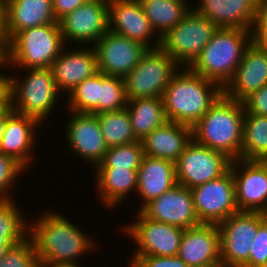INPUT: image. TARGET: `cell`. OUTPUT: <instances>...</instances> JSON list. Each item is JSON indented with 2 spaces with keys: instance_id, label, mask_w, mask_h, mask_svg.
<instances>
[{
  "instance_id": "cell-1",
  "label": "cell",
  "mask_w": 267,
  "mask_h": 267,
  "mask_svg": "<svg viewBox=\"0 0 267 267\" xmlns=\"http://www.w3.org/2000/svg\"><path fill=\"white\" fill-rule=\"evenodd\" d=\"M54 212L50 209L34 222H28V236L34 243L39 264L45 267H79L78 257L93 251L96 243L64 215Z\"/></svg>"
},
{
  "instance_id": "cell-2",
  "label": "cell",
  "mask_w": 267,
  "mask_h": 267,
  "mask_svg": "<svg viewBox=\"0 0 267 267\" xmlns=\"http://www.w3.org/2000/svg\"><path fill=\"white\" fill-rule=\"evenodd\" d=\"M183 68L171 77L162 100L168 121L193 127L223 94V88Z\"/></svg>"
},
{
  "instance_id": "cell-3",
  "label": "cell",
  "mask_w": 267,
  "mask_h": 267,
  "mask_svg": "<svg viewBox=\"0 0 267 267\" xmlns=\"http://www.w3.org/2000/svg\"><path fill=\"white\" fill-rule=\"evenodd\" d=\"M244 113L243 102L222 94L192 127L193 140L222 152L231 160L240 159Z\"/></svg>"
},
{
  "instance_id": "cell-4",
  "label": "cell",
  "mask_w": 267,
  "mask_h": 267,
  "mask_svg": "<svg viewBox=\"0 0 267 267\" xmlns=\"http://www.w3.org/2000/svg\"><path fill=\"white\" fill-rule=\"evenodd\" d=\"M251 43V30L218 28L188 68L224 88L234 76Z\"/></svg>"
},
{
  "instance_id": "cell-5",
  "label": "cell",
  "mask_w": 267,
  "mask_h": 267,
  "mask_svg": "<svg viewBox=\"0 0 267 267\" xmlns=\"http://www.w3.org/2000/svg\"><path fill=\"white\" fill-rule=\"evenodd\" d=\"M64 47L59 24L24 29L7 43V65L22 69L50 68Z\"/></svg>"
},
{
  "instance_id": "cell-6",
  "label": "cell",
  "mask_w": 267,
  "mask_h": 267,
  "mask_svg": "<svg viewBox=\"0 0 267 267\" xmlns=\"http://www.w3.org/2000/svg\"><path fill=\"white\" fill-rule=\"evenodd\" d=\"M24 70L29 73L26 72L23 80L14 75L8 76L11 108L15 113L36 118L42 124L51 110L55 109L53 107L56 106L60 92L50 68Z\"/></svg>"
},
{
  "instance_id": "cell-7",
  "label": "cell",
  "mask_w": 267,
  "mask_h": 267,
  "mask_svg": "<svg viewBox=\"0 0 267 267\" xmlns=\"http://www.w3.org/2000/svg\"><path fill=\"white\" fill-rule=\"evenodd\" d=\"M218 27L194 9L161 38L160 47L182 68L189 67Z\"/></svg>"
},
{
  "instance_id": "cell-8",
  "label": "cell",
  "mask_w": 267,
  "mask_h": 267,
  "mask_svg": "<svg viewBox=\"0 0 267 267\" xmlns=\"http://www.w3.org/2000/svg\"><path fill=\"white\" fill-rule=\"evenodd\" d=\"M179 65L161 47L148 49L124 77L127 99L163 96Z\"/></svg>"
},
{
  "instance_id": "cell-9",
  "label": "cell",
  "mask_w": 267,
  "mask_h": 267,
  "mask_svg": "<svg viewBox=\"0 0 267 267\" xmlns=\"http://www.w3.org/2000/svg\"><path fill=\"white\" fill-rule=\"evenodd\" d=\"M262 212L239 211L217 224L220 235L221 267H249V254Z\"/></svg>"
},
{
  "instance_id": "cell-10",
  "label": "cell",
  "mask_w": 267,
  "mask_h": 267,
  "mask_svg": "<svg viewBox=\"0 0 267 267\" xmlns=\"http://www.w3.org/2000/svg\"><path fill=\"white\" fill-rule=\"evenodd\" d=\"M231 159L193 139L175 162L177 184L193 189L217 179L230 169Z\"/></svg>"
},
{
  "instance_id": "cell-11",
  "label": "cell",
  "mask_w": 267,
  "mask_h": 267,
  "mask_svg": "<svg viewBox=\"0 0 267 267\" xmlns=\"http://www.w3.org/2000/svg\"><path fill=\"white\" fill-rule=\"evenodd\" d=\"M137 220L123 229L136 241L137 249L133 256H176L179 251L184 229L146 217L140 210Z\"/></svg>"
},
{
  "instance_id": "cell-12",
  "label": "cell",
  "mask_w": 267,
  "mask_h": 267,
  "mask_svg": "<svg viewBox=\"0 0 267 267\" xmlns=\"http://www.w3.org/2000/svg\"><path fill=\"white\" fill-rule=\"evenodd\" d=\"M191 191L195 211L201 223L219 224L239 212L231 169L221 177L194 187Z\"/></svg>"
},
{
  "instance_id": "cell-13",
  "label": "cell",
  "mask_w": 267,
  "mask_h": 267,
  "mask_svg": "<svg viewBox=\"0 0 267 267\" xmlns=\"http://www.w3.org/2000/svg\"><path fill=\"white\" fill-rule=\"evenodd\" d=\"M98 71L124 78L140 61L148 48L108 30L94 45Z\"/></svg>"
},
{
  "instance_id": "cell-14",
  "label": "cell",
  "mask_w": 267,
  "mask_h": 267,
  "mask_svg": "<svg viewBox=\"0 0 267 267\" xmlns=\"http://www.w3.org/2000/svg\"><path fill=\"white\" fill-rule=\"evenodd\" d=\"M109 1L87 0L58 21L64 43L94 45L108 30Z\"/></svg>"
},
{
  "instance_id": "cell-15",
  "label": "cell",
  "mask_w": 267,
  "mask_h": 267,
  "mask_svg": "<svg viewBox=\"0 0 267 267\" xmlns=\"http://www.w3.org/2000/svg\"><path fill=\"white\" fill-rule=\"evenodd\" d=\"M230 169L235 181L238 210L262 212L267 206L266 167L260 160L237 159L231 161Z\"/></svg>"
},
{
  "instance_id": "cell-16",
  "label": "cell",
  "mask_w": 267,
  "mask_h": 267,
  "mask_svg": "<svg viewBox=\"0 0 267 267\" xmlns=\"http://www.w3.org/2000/svg\"><path fill=\"white\" fill-rule=\"evenodd\" d=\"M140 211L151 220L183 229L202 224L195 211L191 189L179 184L151 200Z\"/></svg>"
},
{
  "instance_id": "cell-17",
  "label": "cell",
  "mask_w": 267,
  "mask_h": 267,
  "mask_svg": "<svg viewBox=\"0 0 267 267\" xmlns=\"http://www.w3.org/2000/svg\"><path fill=\"white\" fill-rule=\"evenodd\" d=\"M108 28L113 33L142 43L148 49H156L161 45V39L155 35L138 0H109Z\"/></svg>"
},
{
  "instance_id": "cell-18",
  "label": "cell",
  "mask_w": 267,
  "mask_h": 267,
  "mask_svg": "<svg viewBox=\"0 0 267 267\" xmlns=\"http://www.w3.org/2000/svg\"><path fill=\"white\" fill-rule=\"evenodd\" d=\"M177 256L189 267H221L217 224L202 223L184 229Z\"/></svg>"
},
{
  "instance_id": "cell-19",
  "label": "cell",
  "mask_w": 267,
  "mask_h": 267,
  "mask_svg": "<svg viewBox=\"0 0 267 267\" xmlns=\"http://www.w3.org/2000/svg\"><path fill=\"white\" fill-rule=\"evenodd\" d=\"M66 126V139L70 151L82 157L96 167L103 159L108 146L102 135L98 118L95 114L75 113ZM74 113V114H73Z\"/></svg>"
},
{
  "instance_id": "cell-20",
  "label": "cell",
  "mask_w": 267,
  "mask_h": 267,
  "mask_svg": "<svg viewBox=\"0 0 267 267\" xmlns=\"http://www.w3.org/2000/svg\"><path fill=\"white\" fill-rule=\"evenodd\" d=\"M267 84V50L253 42L246 49L232 79L223 88L230 99L243 102Z\"/></svg>"
},
{
  "instance_id": "cell-21",
  "label": "cell",
  "mask_w": 267,
  "mask_h": 267,
  "mask_svg": "<svg viewBox=\"0 0 267 267\" xmlns=\"http://www.w3.org/2000/svg\"><path fill=\"white\" fill-rule=\"evenodd\" d=\"M40 124L36 118L15 113L10 108L5 132L0 140V152L12 157L27 170L33 160L32 148L36 144L35 133Z\"/></svg>"
},
{
  "instance_id": "cell-22",
  "label": "cell",
  "mask_w": 267,
  "mask_h": 267,
  "mask_svg": "<svg viewBox=\"0 0 267 267\" xmlns=\"http://www.w3.org/2000/svg\"><path fill=\"white\" fill-rule=\"evenodd\" d=\"M65 47L50 67L59 92L70 93L84 79L94 76L98 71L95 50L84 48L69 50ZM64 52V53H63Z\"/></svg>"
},
{
  "instance_id": "cell-23",
  "label": "cell",
  "mask_w": 267,
  "mask_h": 267,
  "mask_svg": "<svg viewBox=\"0 0 267 267\" xmlns=\"http://www.w3.org/2000/svg\"><path fill=\"white\" fill-rule=\"evenodd\" d=\"M194 10L218 28L253 30L258 0H199Z\"/></svg>"
},
{
  "instance_id": "cell-24",
  "label": "cell",
  "mask_w": 267,
  "mask_h": 267,
  "mask_svg": "<svg viewBox=\"0 0 267 267\" xmlns=\"http://www.w3.org/2000/svg\"><path fill=\"white\" fill-rule=\"evenodd\" d=\"M177 184L175 162L144 155L137 169V193L142 199L141 210L151 200Z\"/></svg>"
},
{
  "instance_id": "cell-25",
  "label": "cell",
  "mask_w": 267,
  "mask_h": 267,
  "mask_svg": "<svg viewBox=\"0 0 267 267\" xmlns=\"http://www.w3.org/2000/svg\"><path fill=\"white\" fill-rule=\"evenodd\" d=\"M192 139V127L168 121L141 142L144 155L176 162Z\"/></svg>"
},
{
  "instance_id": "cell-26",
  "label": "cell",
  "mask_w": 267,
  "mask_h": 267,
  "mask_svg": "<svg viewBox=\"0 0 267 267\" xmlns=\"http://www.w3.org/2000/svg\"><path fill=\"white\" fill-rule=\"evenodd\" d=\"M52 0H7V43L24 29L59 24L52 10Z\"/></svg>"
},
{
  "instance_id": "cell-27",
  "label": "cell",
  "mask_w": 267,
  "mask_h": 267,
  "mask_svg": "<svg viewBox=\"0 0 267 267\" xmlns=\"http://www.w3.org/2000/svg\"><path fill=\"white\" fill-rule=\"evenodd\" d=\"M96 170V171H95ZM95 184L102 204L111 209L137 191V169H95Z\"/></svg>"
},
{
  "instance_id": "cell-28",
  "label": "cell",
  "mask_w": 267,
  "mask_h": 267,
  "mask_svg": "<svg viewBox=\"0 0 267 267\" xmlns=\"http://www.w3.org/2000/svg\"><path fill=\"white\" fill-rule=\"evenodd\" d=\"M126 109L131 119L133 134L140 141L168 122L161 97L130 99Z\"/></svg>"
},
{
  "instance_id": "cell-29",
  "label": "cell",
  "mask_w": 267,
  "mask_h": 267,
  "mask_svg": "<svg viewBox=\"0 0 267 267\" xmlns=\"http://www.w3.org/2000/svg\"><path fill=\"white\" fill-rule=\"evenodd\" d=\"M155 34L161 39L190 11L188 0H138Z\"/></svg>"
},
{
  "instance_id": "cell-30",
  "label": "cell",
  "mask_w": 267,
  "mask_h": 267,
  "mask_svg": "<svg viewBox=\"0 0 267 267\" xmlns=\"http://www.w3.org/2000/svg\"><path fill=\"white\" fill-rule=\"evenodd\" d=\"M267 155V116L245 111L240 159L260 160Z\"/></svg>"
},
{
  "instance_id": "cell-31",
  "label": "cell",
  "mask_w": 267,
  "mask_h": 267,
  "mask_svg": "<svg viewBox=\"0 0 267 267\" xmlns=\"http://www.w3.org/2000/svg\"><path fill=\"white\" fill-rule=\"evenodd\" d=\"M102 135L108 147L125 145L137 141L129 112L126 108L118 111L96 114Z\"/></svg>"
},
{
  "instance_id": "cell-32",
  "label": "cell",
  "mask_w": 267,
  "mask_h": 267,
  "mask_svg": "<svg viewBox=\"0 0 267 267\" xmlns=\"http://www.w3.org/2000/svg\"><path fill=\"white\" fill-rule=\"evenodd\" d=\"M17 206L13 198L0 200L1 242L20 243L28 237V220L22 216Z\"/></svg>"
},
{
  "instance_id": "cell-33",
  "label": "cell",
  "mask_w": 267,
  "mask_h": 267,
  "mask_svg": "<svg viewBox=\"0 0 267 267\" xmlns=\"http://www.w3.org/2000/svg\"><path fill=\"white\" fill-rule=\"evenodd\" d=\"M100 72L84 79L69 94V112L99 114Z\"/></svg>"
},
{
  "instance_id": "cell-34",
  "label": "cell",
  "mask_w": 267,
  "mask_h": 267,
  "mask_svg": "<svg viewBox=\"0 0 267 267\" xmlns=\"http://www.w3.org/2000/svg\"><path fill=\"white\" fill-rule=\"evenodd\" d=\"M144 157L142 142L108 147L96 169H138Z\"/></svg>"
},
{
  "instance_id": "cell-35",
  "label": "cell",
  "mask_w": 267,
  "mask_h": 267,
  "mask_svg": "<svg viewBox=\"0 0 267 267\" xmlns=\"http://www.w3.org/2000/svg\"><path fill=\"white\" fill-rule=\"evenodd\" d=\"M127 102L124 78L100 72L99 113L122 110Z\"/></svg>"
},
{
  "instance_id": "cell-36",
  "label": "cell",
  "mask_w": 267,
  "mask_h": 267,
  "mask_svg": "<svg viewBox=\"0 0 267 267\" xmlns=\"http://www.w3.org/2000/svg\"><path fill=\"white\" fill-rule=\"evenodd\" d=\"M39 260L32 239L28 236L22 242L10 247L0 260V267H39Z\"/></svg>"
},
{
  "instance_id": "cell-37",
  "label": "cell",
  "mask_w": 267,
  "mask_h": 267,
  "mask_svg": "<svg viewBox=\"0 0 267 267\" xmlns=\"http://www.w3.org/2000/svg\"><path fill=\"white\" fill-rule=\"evenodd\" d=\"M23 171L26 169L20 163L0 152V200L13 198L10 191Z\"/></svg>"
},
{
  "instance_id": "cell-38",
  "label": "cell",
  "mask_w": 267,
  "mask_h": 267,
  "mask_svg": "<svg viewBox=\"0 0 267 267\" xmlns=\"http://www.w3.org/2000/svg\"><path fill=\"white\" fill-rule=\"evenodd\" d=\"M267 262V220H264L253 238L249 254V267H256Z\"/></svg>"
},
{
  "instance_id": "cell-39",
  "label": "cell",
  "mask_w": 267,
  "mask_h": 267,
  "mask_svg": "<svg viewBox=\"0 0 267 267\" xmlns=\"http://www.w3.org/2000/svg\"><path fill=\"white\" fill-rule=\"evenodd\" d=\"M133 257V258H132ZM129 267H189L176 256H132Z\"/></svg>"
},
{
  "instance_id": "cell-40",
  "label": "cell",
  "mask_w": 267,
  "mask_h": 267,
  "mask_svg": "<svg viewBox=\"0 0 267 267\" xmlns=\"http://www.w3.org/2000/svg\"><path fill=\"white\" fill-rule=\"evenodd\" d=\"M252 42L259 48L267 50V0H258Z\"/></svg>"
},
{
  "instance_id": "cell-41",
  "label": "cell",
  "mask_w": 267,
  "mask_h": 267,
  "mask_svg": "<svg viewBox=\"0 0 267 267\" xmlns=\"http://www.w3.org/2000/svg\"><path fill=\"white\" fill-rule=\"evenodd\" d=\"M243 104L247 113L267 116V84L247 97Z\"/></svg>"
},
{
  "instance_id": "cell-42",
  "label": "cell",
  "mask_w": 267,
  "mask_h": 267,
  "mask_svg": "<svg viewBox=\"0 0 267 267\" xmlns=\"http://www.w3.org/2000/svg\"><path fill=\"white\" fill-rule=\"evenodd\" d=\"M52 10L57 21L84 4L87 0H52Z\"/></svg>"
},
{
  "instance_id": "cell-43",
  "label": "cell",
  "mask_w": 267,
  "mask_h": 267,
  "mask_svg": "<svg viewBox=\"0 0 267 267\" xmlns=\"http://www.w3.org/2000/svg\"><path fill=\"white\" fill-rule=\"evenodd\" d=\"M11 108V92L9 86L0 94V116Z\"/></svg>"
},
{
  "instance_id": "cell-44",
  "label": "cell",
  "mask_w": 267,
  "mask_h": 267,
  "mask_svg": "<svg viewBox=\"0 0 267 267\" xmlns=\"http://www.w3.org/2000/svg\"><path fill=\"white\" fill-rule=\"evenodd\" d=\"M6 8H7V0H0V37H2L7 42Z\"/></svg>"
},
{
  "instance_id": "cell-45",
  "label": "cell",
  "mask_w": 267,
  "mask_h": 267,
  "mask_svg": "<svg viewBox=\"0 0 267 267\" xmlns=\"http://www.w3.org/2000/svg\"><path fill=\"white\" fill-rule=\"evenodd\" d=\"M6 64H8L7 42L2 37H0V67H7L8 65Z\"/></svg>"
},
{
  "instance_id": "cell-46",
  "label": "cell",
  "mask_w": 267,
  "mask_h": 267,
  "mask_svg": "<svg viewBox=\"0 0 267 267\" xmlns=\"http://www.w3.org/2000/svg\"><path fill=\"white\" fill-rule=\"evenodd\" d=\"M15 244H18V243H7V242L0 241V260L6 255L10 247Z\"/></svg>"
},
{
  "instance_id": "cell-47",
  "label": "cell",
  "mask_w": 267,
  "mask_h": 267,
  "mask_svg": "<svg viewBox=\"0 0 267 267\" xmlns=\"http://www.w3.org/2000/svg\"><path fill=\"white\" fill-rule=\"evenodd\" d=\"M8 87V76L0 74V94Z\"/></svg>"
},
{
  "instance_id": "cell-48",
  "label": "cell",
  "mask_w": 267,
  "mask_h": 267,
  "mask_svg": "<svg viewBox=\"0 0 267 267\" xmlns=\"http://www.w3.org/2000/svg\"><path fill=\"white\" fill-rule=\"evenodd\" d=\"M6 122H7V112L4 115L0 116V140L5 132Z\"/></svg>"
},
{
  "instance_id": "cell-49",
  "label": "cell",
  "mask_w": 267,
  "mask_h": 267,
  "mask_svg": "<svg viewBox=\"0 0 267 267\" xmlns=\"http://www.w3.org/2000/svg\"><path fill=\"white\" fill-rule=\"evenodd\" d=\"M260 161L263 163V165L266 167V169H267V155L266 156H264V157H262L261 159H260Z\"/></svg>"
},
{
  "instance_id": "cell-50",
  "label": "cell",
  "mask_w": 267,
  "mask_h": 267,
  "mask_svg": "<svg viewBox=\"0 0 267 267\" xmlns=\"http://www.w3.org/2000/svg\"><path fill=\"white\" fill-rule=\"evenodd\" d=\"M263 217L265 218V220H267V206L265 207V209L262 211Z\"/></svg>"
},
{
  "instance_id": "cell-51",
  "label": "cell",
  "mask_w": 267,
  "mask_h": 267,
  "mask_svg": "<svg viewBox=\"0 0 267 267\" xmlns=\"http://www.w3.org/2000/svg\"><path fill=\"white\" fill-rule=\"evenodd\" d=\"M256 267H267V262L264 263V264L258 265V266H256Z\"/></svg>"
}]
</instances>
